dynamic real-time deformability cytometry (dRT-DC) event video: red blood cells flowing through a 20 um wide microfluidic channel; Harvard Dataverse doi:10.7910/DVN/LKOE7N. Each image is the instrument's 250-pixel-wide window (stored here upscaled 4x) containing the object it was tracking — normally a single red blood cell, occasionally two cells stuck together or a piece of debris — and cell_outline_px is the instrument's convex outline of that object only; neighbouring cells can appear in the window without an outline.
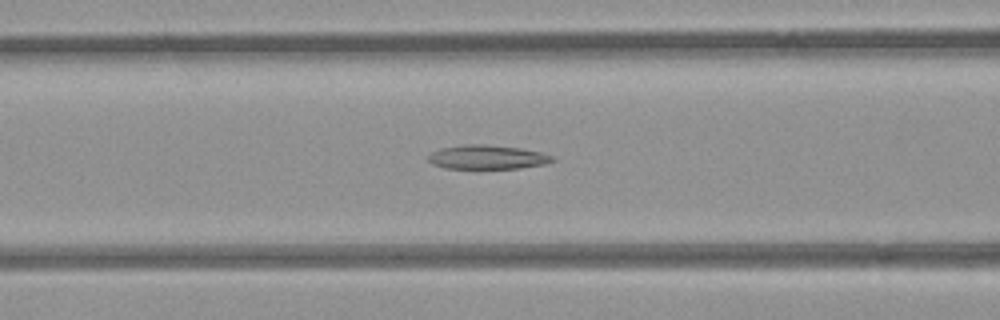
{"species": "common noctule bat (a hibernating species)", "species_latin": "Nyctalus noctula", "temperature_condition": "room temperature", "stored_images_in_passage": 48, "camera_frame_rate_fps": 3000, "um_per_image_px": 0.085, "animal": {"sex": "female", "body_mass_g": 21.9}, "frame": {"image": 1, "passage_image": 16, "time_ms": 5.0, "image_size_px": [1000, 320], "cell_outline_px": [[556, 160], [544, 164], [520, 168], [444, 168], [432, 164], [428, 160], [428, 156], [432, 152], [440, 148], [464, 144], [484, 144], [520, 148], [540, 152], [552, 156]], "centroid_in_image_um": [41.39, 13.35], "position_along_channel_um": 125.2, "area_um2": 17.34}}
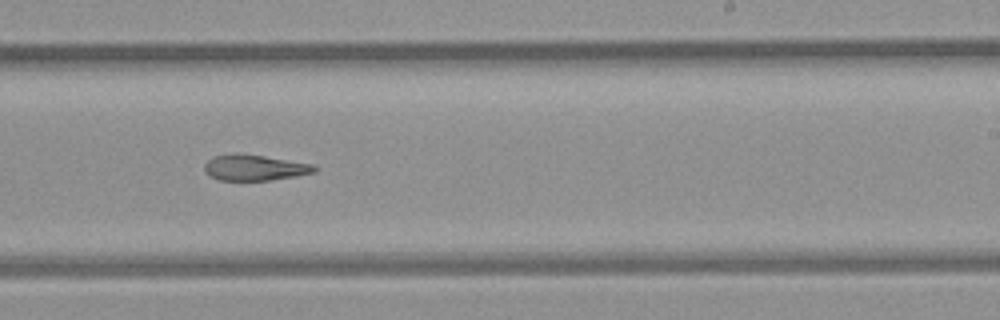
{"frame": {"image": 2, "passage_image": 27, "time_ms": 8.667, "image_size_px": [1000, 320], "cell_outline_px": [[320, 168], [316, 172], [296, 176], [268, 180], [220, 180], [208, 176], [204, 172], [204, 164], [212, 156], [264, 156], [312, 164]], "centroid_in_image_um": [21.67, 14.29], "position_along_channel_um": 267.3, "area_um2": 16.01}}
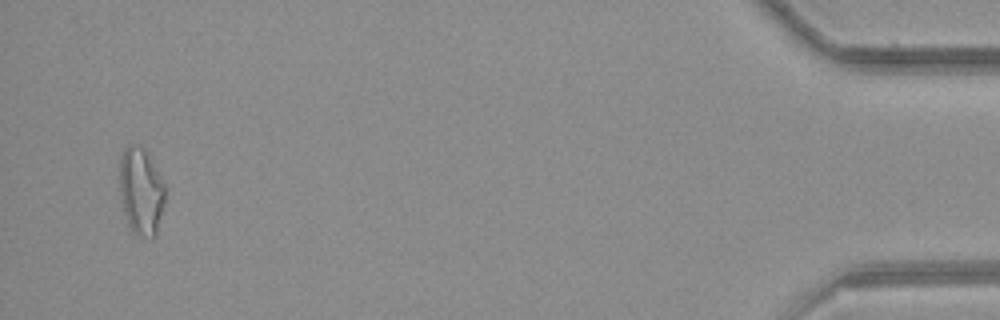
{"frame": {"image": 3, "passage_image": 46, "time_ms": 15.0, "image_size_px": [1000, 320], "cell_outline_px": [[168, 188], [156, 236], [140, 236], [132, 232], [128, 224], [124, 212], [120, 196], [120, 160], [124, 148], [128, 144], [140, 144]], "centroid_in_image_um": [12.0, 16.26], "position_along_channel_um": 423.2, "area_um2": 23.24}, "authors_computed_cell_mechanics": {"area_um2": 18.6116, "velocity_mm_per_s": 3.884, "shape_relaxation_time_tau1_ms": null, "shape_relaxation_time_tau2_ms": 5.7722, "deformation_change_tau1": null, "deformation_change_tau2": 0.1581}}